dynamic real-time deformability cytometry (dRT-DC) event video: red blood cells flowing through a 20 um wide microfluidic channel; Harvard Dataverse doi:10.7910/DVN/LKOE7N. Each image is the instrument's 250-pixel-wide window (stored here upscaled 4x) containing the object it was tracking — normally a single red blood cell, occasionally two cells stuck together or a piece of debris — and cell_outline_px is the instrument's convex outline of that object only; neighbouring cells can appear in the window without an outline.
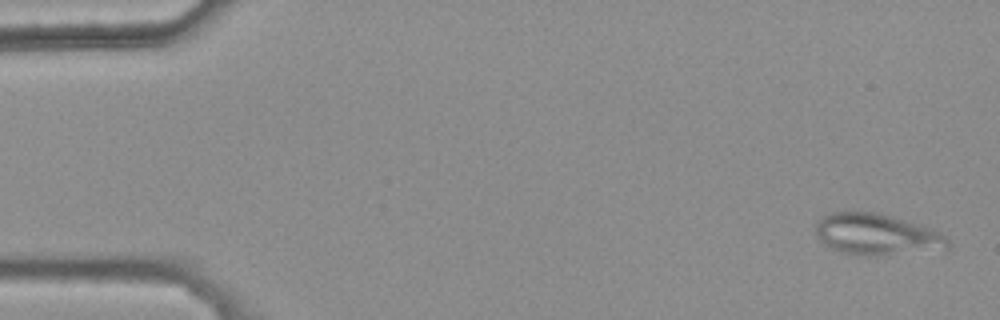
{"species": "common noctule bat (a hibernating species)", "species_latin": "Nyctalus noctula", "temperature_condition": "warm", "stored_images_in_passage": 12, "camera_frame_rate_fps": 3000, "um_per_image_px": 0.085, "animal": {"sex": "female", "body_mass_g": 25.1}, "frame": {"image": 1, "passage_image": 1, "time_ms": 0.0, "image_size_px": [1000, 320], "cell_outline_px": [[952, 244], [948, 248], [872, 256], [864, 256], [840, 252], [824, 244], [816, 236], [816, 224], [824, 216], [832, 212], [876, 212], [892, 216], [920, 224], [940, 232]], "centroid_in_image_um": [74.51, 19.92], "position_along_channel_um": 10.5, "area_um2": 31.56}}